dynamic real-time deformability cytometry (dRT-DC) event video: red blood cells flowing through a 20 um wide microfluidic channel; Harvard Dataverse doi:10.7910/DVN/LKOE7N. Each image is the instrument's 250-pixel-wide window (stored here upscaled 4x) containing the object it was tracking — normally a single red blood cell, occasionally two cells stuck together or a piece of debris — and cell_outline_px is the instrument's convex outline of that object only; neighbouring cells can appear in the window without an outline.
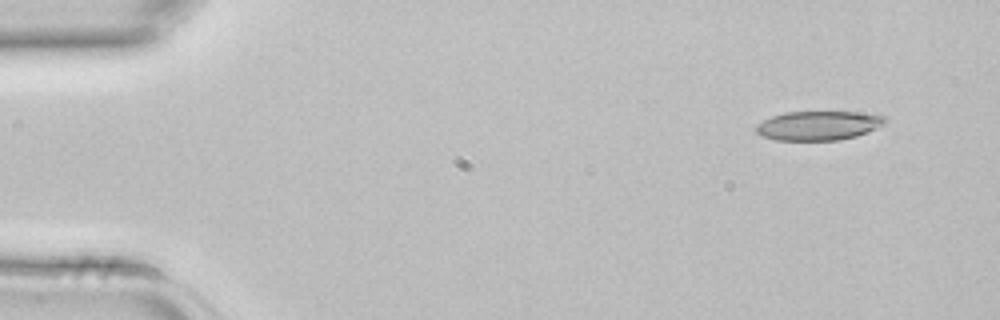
{"species": "common noctule bat (a hibernating species)", "species_latin": "Nyctalus noctula", "temperature_condition": "room temperature", "stored_images_in_passage": 3, "camera_frame_rate_fps": 3000, "um_per_image_px": 0.085, "animal": {"sex": "female", "body_mass_g": 22.7, "forearm_length_mm": 54.2}, "frame": {"image": 1, "passage_image": 1, "time_ms": 0.0, "image_size_px": [1000, 320], "cell_outline_px": [[888, 120], [884, 124], [868, 132], [856, 136], [840, 140], [776, 140], [760, 136], [756, 132], [756, 124], [772, 116], [784, 112], [860, 112], [884, 116]], "centroid_in_image_um": [69.56, 10.67], "position_along_channel_um": 15.4, "area_um2": 22.02}}
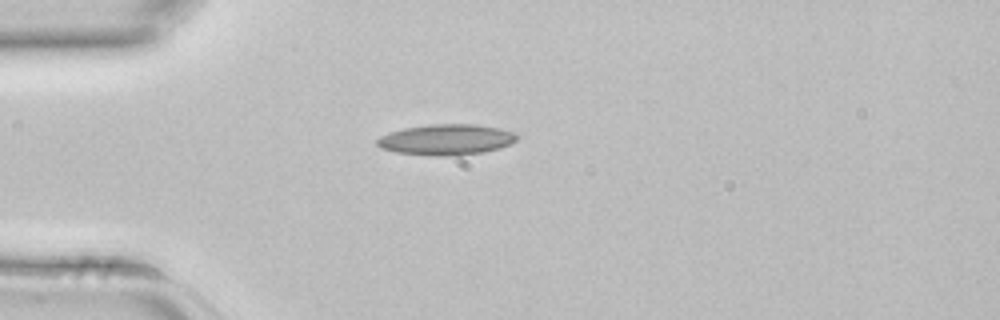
{"frame": {"image": 2, "passage_image": 3, "time_ms": 0.667, "image_size_px": [1000, 320], "cell_outline_px": [[516, 140], [500, 148], [484, 152], [448, 156], [436, 156], [396, 152], [380, 148], [376, 144], [376, 140], [380, 136], [404, 128], [432, 124], [476, 124], [516, 132]], "centroid_in_image_um": [37.91, 11.87], "position_along_channel_um": 47.1, "area_um2": 24.85}}